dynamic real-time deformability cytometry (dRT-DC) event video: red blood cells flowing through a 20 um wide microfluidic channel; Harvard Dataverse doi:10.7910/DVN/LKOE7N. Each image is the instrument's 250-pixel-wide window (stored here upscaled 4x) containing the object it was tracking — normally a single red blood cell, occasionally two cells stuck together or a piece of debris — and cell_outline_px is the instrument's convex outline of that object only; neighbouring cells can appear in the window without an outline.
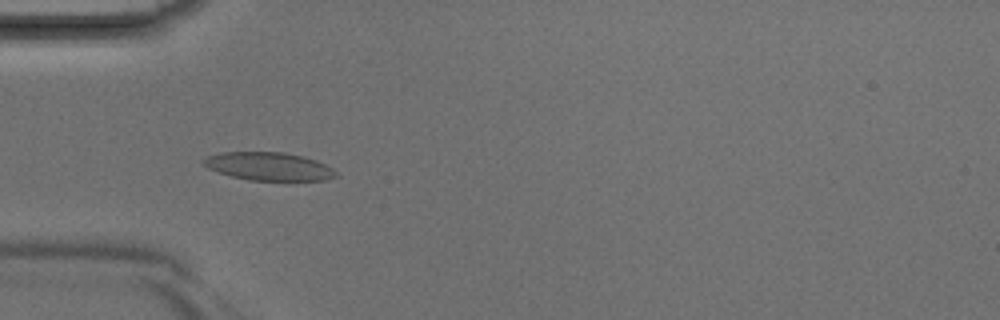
{"species": "Egyptian fruit bat (a non-hibernating species)", "species_latin": "Rousettus aegyptiacus", "temperature_condition": "room temperature", "stored_images_in_passage": 3, "camera_frame_rate_fps": 3000, "um_per_image_px": 0.085, "animal": {"sex": "male"}, "frame": {"image": 1, "passage_image": 3, "time_ms": 0.667, "image_size_px": [1000, 320], "cell_outline_px": [[340, 176], [324, 180], [248, 180], [232, 176], [208, 168], [200, 164], [200, 160], [208, 156], [224, 152], [284, 152], [304, 156], [316, 160], [332, 168]], "centroid_in_image_um": [22.84, 14.14], "position_along_channel_um": 62.2, "area_um2": 21.73}}